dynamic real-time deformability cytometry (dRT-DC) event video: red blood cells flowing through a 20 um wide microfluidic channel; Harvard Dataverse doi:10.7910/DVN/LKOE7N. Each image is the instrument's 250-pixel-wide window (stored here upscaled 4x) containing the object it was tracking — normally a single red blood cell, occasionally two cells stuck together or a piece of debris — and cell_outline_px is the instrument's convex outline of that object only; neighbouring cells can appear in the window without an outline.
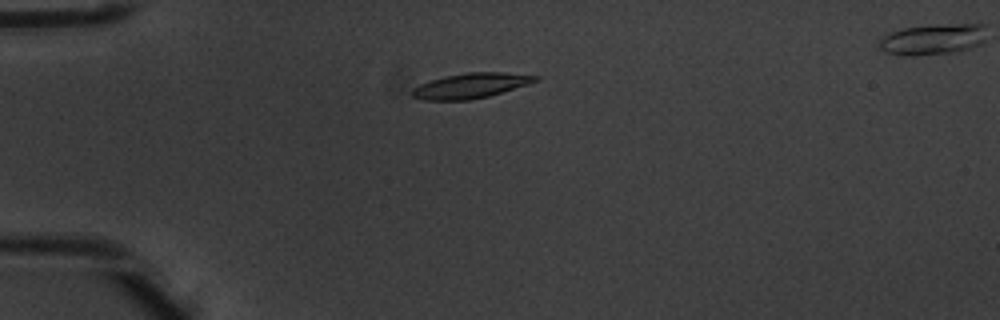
{"species": "common noctule bat (a hibernating species)", "species_latin": "Nyctalus noctula", "temperature_condition": "warm", "stored_images_in_passage": 5, "camera_frame_rate_fps": 3000, "um_per_image_px": 0.085, "animal": {"sex": "male", "body_mass_g": 20.1, "forearm_length_mm": 53.5}, "frame": {"image": 1, "passage_image": 3, "time_ms": 0.667, "image_size_px": [1000, 320], "cell_outline_px": [[540, 80], [528, 84], [488, 96], [468, 100], [424, 100], [412, 96], [408, 92], [412, 88], [420, 84], [444, 76], [464, 72], [504, 72], [540, 76]], "centroid_in_image_um": [39.99, 7.27], "position_along_channel_um": 45.0, "area_um2": 18.09}}